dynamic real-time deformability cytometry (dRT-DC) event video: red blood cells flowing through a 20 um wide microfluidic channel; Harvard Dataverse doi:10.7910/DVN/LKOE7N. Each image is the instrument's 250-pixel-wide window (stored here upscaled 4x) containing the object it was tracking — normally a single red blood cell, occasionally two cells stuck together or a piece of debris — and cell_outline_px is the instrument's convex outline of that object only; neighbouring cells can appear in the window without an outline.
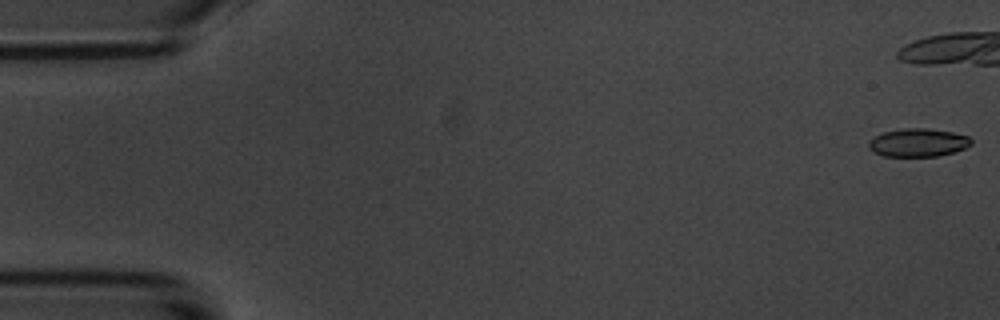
{"species": "common noctule bat (a hibernating species)", "species_latin": "Nyctalus noctula", "temperature_condition": "room temperature", "stored_images_in_passage": 44, "camera_frame_rate_fps": 3000, "um_per_image_px": 0.085, "animal": {"sex": "male", "body_mass_g": 20.1, "forearm_length_mm": 53.5}, "frame": {"image": 1, "passage_image": 1, "time_ms": 0.0, "image_size_px": [1000, 320], "cell_outline_px": [[972, 144], [964, 148], [940, 156], [884, 156], [872, 152], [868, 148], [868, 140], [884, 132], [904, 128], [928, 128], [952, 132], [968, 136], [972, 140]], "centroid_in_image_um": [78.01, 12.12], "position_along_channel_um": 7.0, "area_um2": 16.88}}